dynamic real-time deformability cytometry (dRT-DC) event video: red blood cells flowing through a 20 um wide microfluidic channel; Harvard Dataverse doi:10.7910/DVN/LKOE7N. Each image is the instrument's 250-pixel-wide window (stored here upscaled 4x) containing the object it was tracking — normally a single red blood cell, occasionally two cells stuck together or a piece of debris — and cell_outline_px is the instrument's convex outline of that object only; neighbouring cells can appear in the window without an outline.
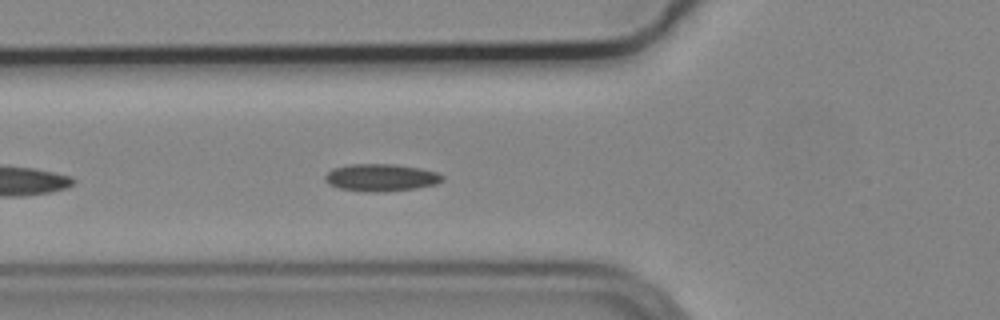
{"species": "common noctule bat (a hibernating species)", "species_latin": "Nyctalus noctula", "temperature_condition": "cold", "stored_images_in_passage": 13, "camera_frame_rate_fps": 3000, "um_per_image_px": 0.085, "animal": {"sex": "male", "body_mass_g": 19.2, "forearm_length_mm": 51.8}, "frame": {"image": 1, "passage_image": 6, "time_ms": 1.667, "image_size_px": [1000, 320], "cell_outline_px": [[444, 180], [436, 184], [416, 188], [376, 192], [364, 192], [340, 188], [328, 184], [324, 180], [324, 176], [332, 168], [348, 164], [392, 164], [420, 168], [436, 172], [444, 176]], "centroid_in_image_um": [32.36, 15.09], "position_along_channel_um": 93.4, "area_um2": 18.73}}
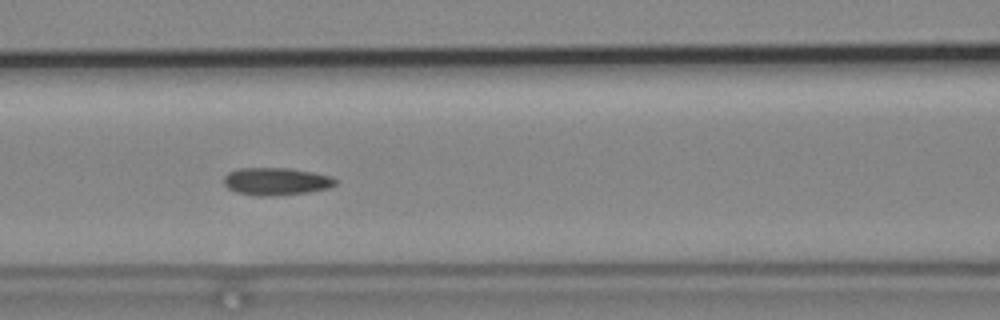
{"frame": {"image": 2, "passage_image": 10, "time_ms": 3.0, "image_size_px": [1000, 320], "cell_outline_px": [[336, 184], [328, 188], [308, 192], [272, 196], [260, 196], [236, 192], [228, 188], [224, 184], [224, 176], [228, 172], [240, 168], [288, 168], [312, 172], [332, 176], [336, 180]], "centroid_in_image_um": [23.46, 15.42], "position_along_channel_um": 143.1, "area_um2": 17.86}}